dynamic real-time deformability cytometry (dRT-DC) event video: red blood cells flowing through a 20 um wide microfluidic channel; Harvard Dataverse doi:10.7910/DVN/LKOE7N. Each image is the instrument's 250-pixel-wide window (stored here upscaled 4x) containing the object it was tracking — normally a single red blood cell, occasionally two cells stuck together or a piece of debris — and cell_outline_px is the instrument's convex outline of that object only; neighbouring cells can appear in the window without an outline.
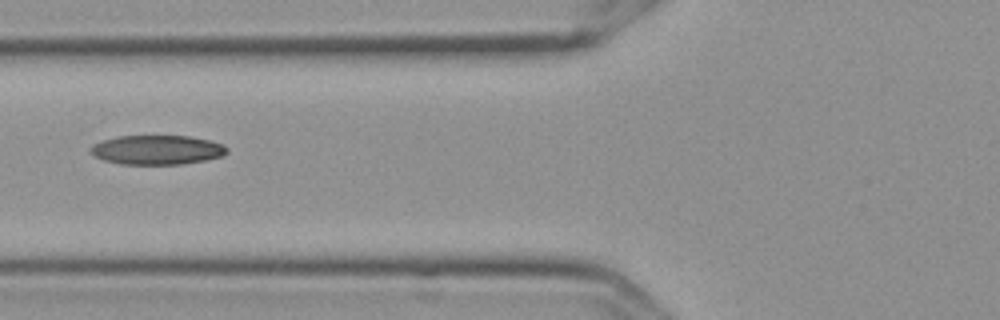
{"species": "Egyptian fruit bat (a non-hibernating species)", "species_latin": "Rousettus aegyptiacus", "temperature_condition": "cold", "stored_images_in_passage": 6, "camera_frame_rate_fps": 3000, "um_per_image_px": 0.085, "frame": {"image": 1, "passage_image": 6, "time_ms": 1.667, "image_size_px": [1000, 320], "cell_outline_px": [[228, 152], [224, 156], [204, 160], [180, 164], [120, 164], [104, 160], [88, 152], [88, 148], [92, 144], [100, 140], [116, 136], [188, 136], [208, 140], [224, 144], [228, 148]], "centroid_in_image_um": [13.31, 12.73], "position_along_channel_um": 112.5, "area_um2": 23.52}}